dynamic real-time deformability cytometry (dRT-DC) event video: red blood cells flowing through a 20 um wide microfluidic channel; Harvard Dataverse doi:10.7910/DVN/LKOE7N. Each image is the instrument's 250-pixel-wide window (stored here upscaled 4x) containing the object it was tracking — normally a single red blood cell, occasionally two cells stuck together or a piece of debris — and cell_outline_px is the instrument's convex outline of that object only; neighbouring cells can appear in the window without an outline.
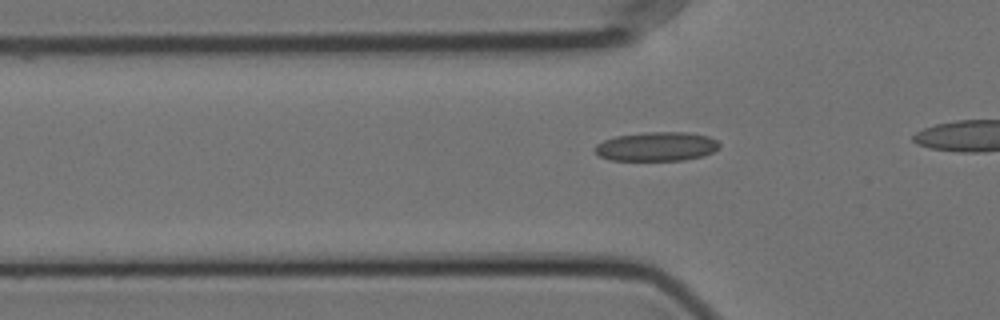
{"species": "Egyptian fruit bat (a non-hibernating species)", "species_latin": "Rousettus aegyptiacus", "temperature_condition": "cold", "stored_images_in_passage": 32, "camera_frame_rate_fps": 3000, "um_per_image_px": 0.085, "animal": {"sex": "female"}, "frame": {"image": 1, "passage_image": 5, "time_ms": 1.333, "image_size_px": [1000, 320], "cell_outline_px": [[720, 148], [712, 152], [700, 156], [684, 160], [612, 160], [600, 156], [592, 148], [596, 144], [604, 140], [616, 136], [644, 132], [688, 132], [708, 136], [716, 140], [720, 144]], "centroid_in_image_um": [55.8, 12.44], "position_along_channel_um": 70.0, "area_um2": 21.1}}
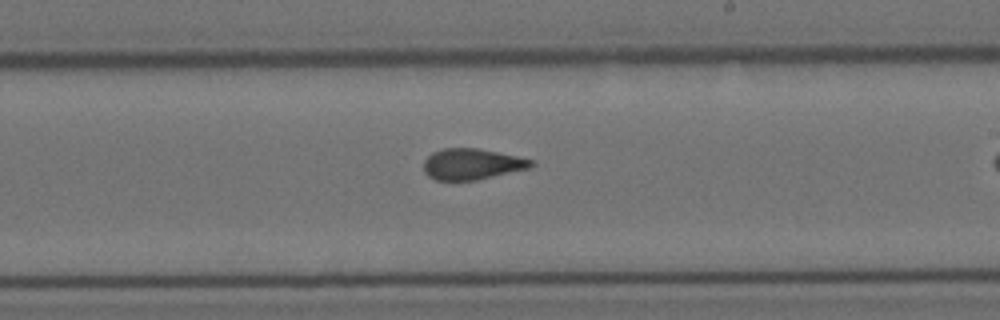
{"frame": {"image": 2, "passage_image": 20, "time_ms": 6.333, "image_size_px": [1000, 320], "cell_outline_px": [[536, 164], [528, 168], [476, 180], [436, 180], [428, 176], [424, 172], [424, 160], [432, 152], [444, 148], [476, 148], [516, 156], [532, 160]], "centroid_in_image_um": [40.07, 13.95], "position_along_channel_um": 248.9, "area_um2": 19.19}}
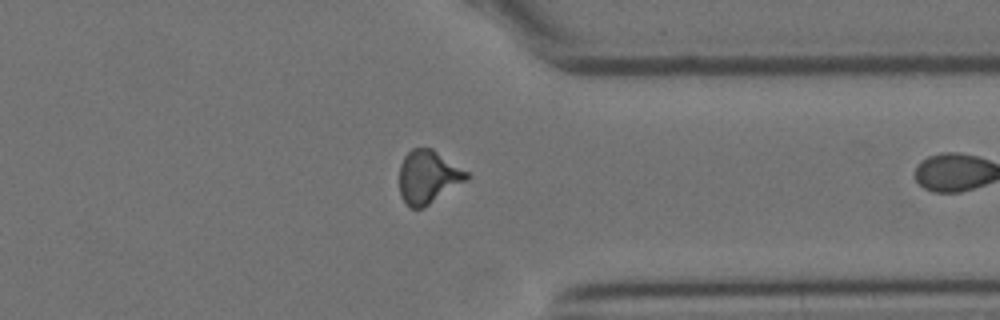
{"frame": {"image": 3, "passage_image": 31, "time_ms": 10.0, "image_size_px": [1000, 320], "cell_outline_px": [[472, 176], [468, 180], [424, 208], [408, 208], [400, 196], [400, 164], [404, 156], [412, 148], [432, 148], [468, 172]], "centroid_in_image_um": [36.4, 15.06], "position_along_channel_um": 375.0, "area_um2": 21.1}}